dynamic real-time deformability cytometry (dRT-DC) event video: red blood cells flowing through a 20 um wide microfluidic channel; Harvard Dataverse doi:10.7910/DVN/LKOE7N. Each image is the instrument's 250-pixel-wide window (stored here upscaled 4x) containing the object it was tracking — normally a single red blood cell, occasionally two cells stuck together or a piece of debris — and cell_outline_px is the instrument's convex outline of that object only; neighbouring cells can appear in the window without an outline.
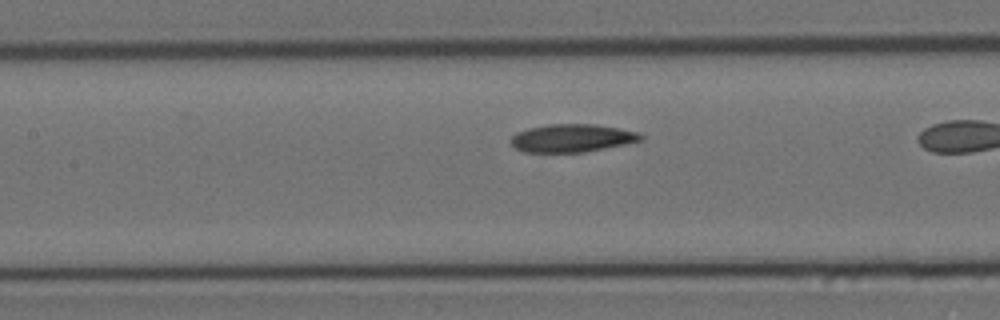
{"species": "Egyptian fruit bat (a non-hibernating species)", "species_latin": "Rousettus aegyptiacus", "temperature_condition": "cold", "stored_images_in_passage": 12, "camera_frame_rate_fps": 3000, "um_per_image_px": 0.085, "animal": {"sex": "female"}, "frame": {"image": 1, "passage_image": 6, "time_ms": 1.667, "image_size_px": [1000, 320], "cell_outline_px": [[644, 140], [584, 152], [524, 152], [516, 148], [512, 144], [512, 136], [516, 132], [528, 128], [548, 124], [596, 124], [620, 128], [640, 132], [644, 136]], "centroid_in_image_um": [48.66, 11.73], "position_along_channel_um": 158.7, "area_um2": 21.21}}
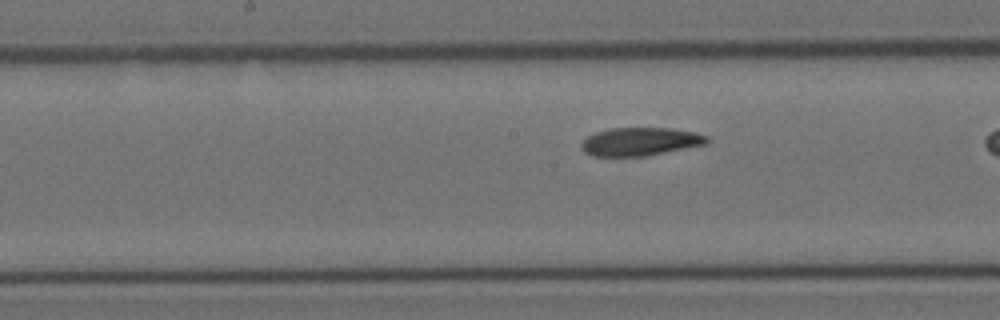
{"frame": {"image": 2, "passage_image": 9, "time_ms": 2.667, "image_size_px": [1000, 320], "cell_outline_px": [[708, 144], [644, 156], [592, 156], [584, 152], [580, 144], [588, 136], [596, 132], [608, 128], [668, 128], [696, 132], [708, 136]], "centroid_in_image_um": [54.42, 12.03], "position_along_channel_um": 193.8, "area_um2": 20.63}}